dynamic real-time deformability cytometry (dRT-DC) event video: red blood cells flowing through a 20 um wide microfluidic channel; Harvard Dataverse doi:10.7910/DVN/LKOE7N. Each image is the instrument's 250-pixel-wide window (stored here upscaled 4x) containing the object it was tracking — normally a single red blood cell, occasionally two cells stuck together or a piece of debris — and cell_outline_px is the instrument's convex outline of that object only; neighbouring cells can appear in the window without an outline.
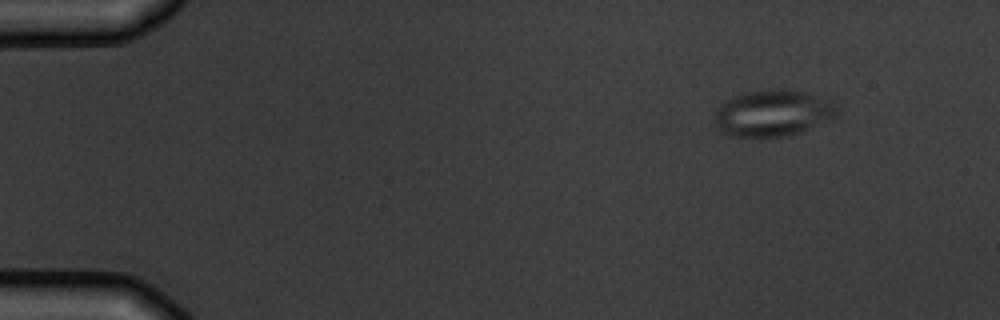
{"species": "common noctule bat (a hibernating species)", "species_latin": "Nyctalus noctula", "temperature_condition": "warm", "stored_images_in_passage": 4, "camera_frame_rate_fps": 3000, "um_per_image_px": 0.085, "animal": {"sex": "male", "body_mass_g": 19.5, "forearm_length_mm": 54.6}, "frame": {"image": 1, "passage_image": 1, "time_ms": 0.0, "image_size_px": [1000, 320], "cell_outline_px": [[836, 116], [800, 132], [788, 136], [760, 140], [732, 136], [724, 132], [716, 124], [712, 116], [716, 108], [724, 100], [740, 92], [780, 88], [828, 96], [836, 100]], "centroid_in_image_um": [65.67, 9.62], "position_along_channel_um": 19.3, "area_um2": 34.39}}